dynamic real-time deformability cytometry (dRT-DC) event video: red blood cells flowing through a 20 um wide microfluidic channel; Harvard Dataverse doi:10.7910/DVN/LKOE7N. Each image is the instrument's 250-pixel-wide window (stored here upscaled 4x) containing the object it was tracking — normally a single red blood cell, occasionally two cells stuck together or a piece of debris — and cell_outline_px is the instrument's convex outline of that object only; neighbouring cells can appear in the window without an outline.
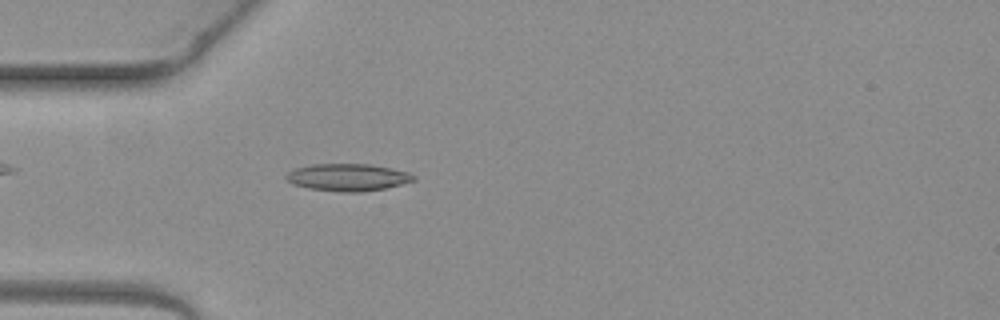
{"species": "common noctule bat (a hibernating species)", "species_latin": "Nyctalus noctula", "temperature_condition": "warm", "stored_images_in_passage": 4, "camera_frame_rate_fps": 3000, "um_per_image_px": 0.085, "animal": {"sex": "female", "body_mass_g": 19.3, "forearm_length_mm": 54.1}, "frame": {"image": 1, "passage_image": 4, "time_ms": 1.0, "image_size_px": [1000, 320], "cell_outline_px": [[416, 180], [388, 188], [360, 192], [340, 192], [308, 188], [292, 184], [284, 176], [288, 172], [296, 168], [312, 164], [372, 164], [408, 172], [416, 176]], "centroid_in_image_um": [29.58, 15.07], "position_along_channel_um": 55.4, "area_um2": 20.35}}